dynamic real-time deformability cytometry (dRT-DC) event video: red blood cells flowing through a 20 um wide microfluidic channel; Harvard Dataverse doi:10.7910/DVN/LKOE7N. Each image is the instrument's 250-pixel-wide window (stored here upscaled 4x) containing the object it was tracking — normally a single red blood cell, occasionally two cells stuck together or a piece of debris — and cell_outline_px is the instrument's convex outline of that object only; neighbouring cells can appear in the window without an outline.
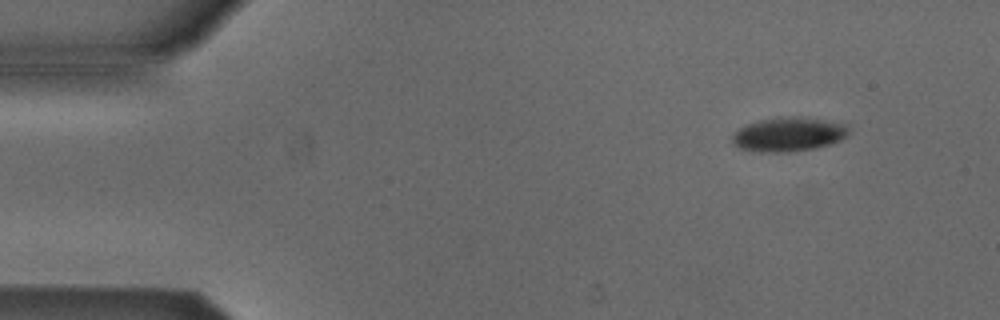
{"species": "Egyptian fruit bat (a non-hibernating species)", "species_latin": "Rousettus aegyptiacus", "temperature_condition": "cold", "stored_images_in_passage": 6, "camera_frame_rate_fps": 3000, "um_per_image_px": 0.085, "animal": {"sex": "male"}, "frame": {"image": 1, "passage_image": 1, "time_ms": 0.0, "image_size_px": [1000, 320], "cell_outline_px": [[848, 136], [840, 140], [816, 148], [788, 152], [760, 152], [740, 148], [732, 144], [732, 136], [740, 128], [748, 124], [760, 120], [820, 120], [848, 124]], "centroid_in_image_um": [67.02, 11.49], "position_along_channel_um": 18.0, "area_um2": 21.96}}
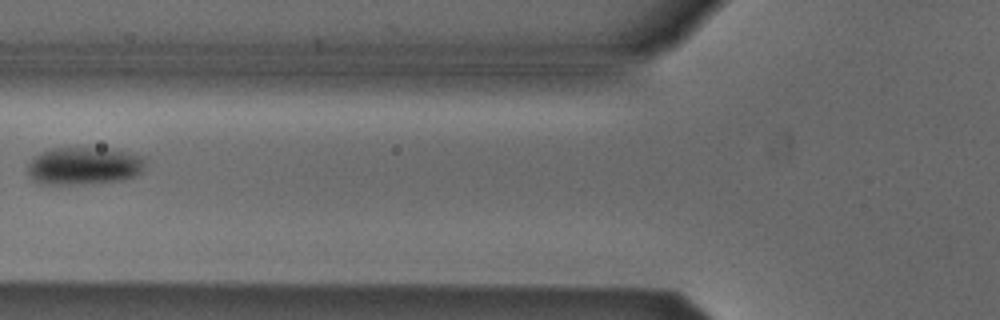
{"frame": {"image": 2, "passage_image": 5, "time_ms": 5.0, "image_size_px": [1000, 320], "cell_outline_px": [[144, 164], [140, 172], [136, 176], [120, 180], [68, 184], [44, 184], [32, 180], [28, 172], [28, 164], [40, 152], [52, 148], [76, 144], [108, 148], [140, 156], [144, 160]], "centroid_in_image_um": [7.08, 14.04], "position_along_channel_um": 118.7, "area_um2": 26.13}}
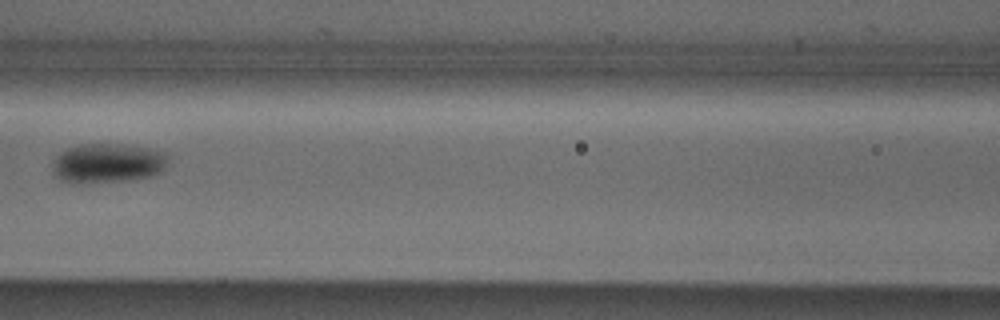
{"frame": {"image": 3, "passage_image": 6, "time_ms": 6.0, "image_size_px": [1000, 320], "cell_outline_px": [[168, 160], [164, 168], [160, 172], [152, 176], [128, 180], [84, 184], [60, 180], [56, 176], [52, 168], [52, 164], [56, 156], [60, 152], [68, 148], [80, 144], [124, 144], [148, 148], [168, 152]], "centroid_in_image_um": [9.16, 13.87], "position_along_channel_um": 157.4, "area_um2": 26.93}}